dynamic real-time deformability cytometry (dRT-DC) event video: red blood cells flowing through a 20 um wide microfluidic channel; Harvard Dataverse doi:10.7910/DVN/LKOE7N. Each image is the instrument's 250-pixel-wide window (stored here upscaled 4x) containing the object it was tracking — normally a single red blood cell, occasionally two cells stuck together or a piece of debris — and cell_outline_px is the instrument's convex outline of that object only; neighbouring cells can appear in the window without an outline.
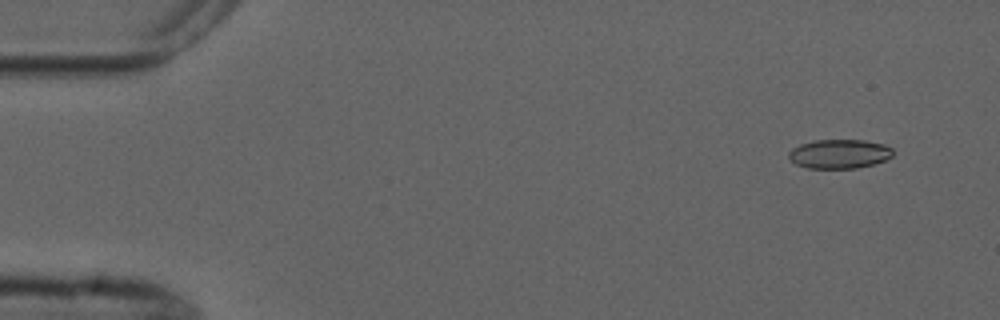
{"species": "common noctule bat (a hibernating species)", "species_latin": "Nyctalus noctula", "temperature_condition": "cold", "stored_images_in_passage": 4, "camera_frame_rate_fps": 3000, "um_per_image_px": 0.085, "animal": {"sex": "male", "forearm_length_mm": 52.5}, "frame": {"image": 1, "passage_image": 1, "time_ms": 0.0, "image_size_px": [1000, 320], "cell_outline_px": [[892, 156], [884, 160], [872, 164], [856, 168], [808, 168], [796, 164], [788, 156], [788, 152], [792, 148], [800, 144], [812, 140], [864, 140], [884, 144], [892, 148]], "centroid_in_image_um": [71.32, 13.07], "position_along_channel_um": 13.7, "area_um2": 17.63}}
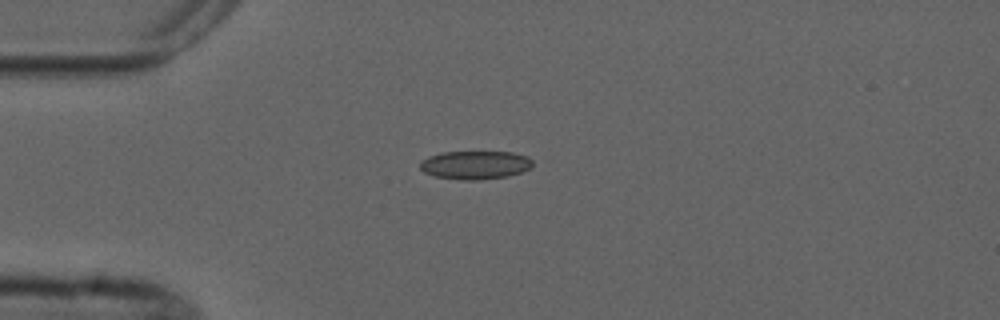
{"frame": {"image": 2, "passage_image": 3, "time_ms": 3.333, "image_size_px": [1000, 320], "cell_outline_px": [[532, 168], [508, 176], [480, 180], [460, 180], [436, 176], [424, 172], [420, 168], [420, 160], [428, 156], [440, 152], [512, 152], [528, 156], [532, 160]], "centroid_in_image_um": [40.39, 14.02], "position_along_channel_um": 44.6, "area_um2": 18.79}}